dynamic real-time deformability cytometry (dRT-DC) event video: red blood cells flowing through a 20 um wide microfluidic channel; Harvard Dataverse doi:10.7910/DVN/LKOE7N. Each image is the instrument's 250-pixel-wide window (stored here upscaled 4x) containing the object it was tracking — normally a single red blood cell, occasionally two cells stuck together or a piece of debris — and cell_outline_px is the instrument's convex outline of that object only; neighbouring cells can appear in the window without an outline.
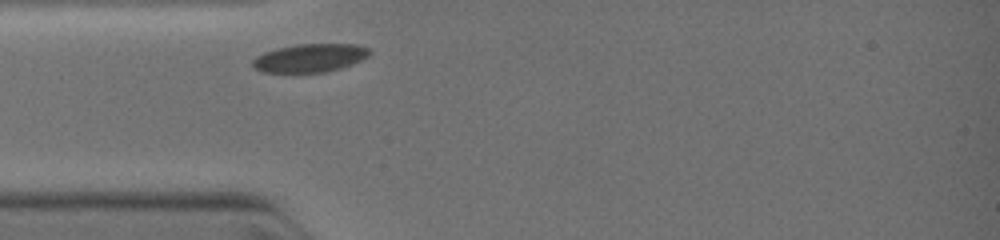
{"species": "common noctule bat (a hibernating species)", "species_latin": "Nyctalus noctula", "temperature_condition": "warm", "stored_images_in_passage": 1, "camera_frame_rate_fps": 3000, "um_per_image_px": 0.085, "animal": {"sex": "female", "body_mass_g": 19.0, "forearm_length_mm": 51.5}, "frame": {"image": 1, "passage_image": 1, "time_ms": 0.0, "image_size_px": [1000, 240], "cell_outline_px": [[372, 52], [368, 56], [360, 60], [340, 68], [324, 72], [264, 72], [256, 68], [252, 64], [252, 60], [256, 56], [264, 52], [276, 48], [296, 44], [356, 44], [368, 48]], "centroid_in_image_um": [26.33, 4.91], "position_along_channel_um": 58.7, "area_um2": 19.13}}